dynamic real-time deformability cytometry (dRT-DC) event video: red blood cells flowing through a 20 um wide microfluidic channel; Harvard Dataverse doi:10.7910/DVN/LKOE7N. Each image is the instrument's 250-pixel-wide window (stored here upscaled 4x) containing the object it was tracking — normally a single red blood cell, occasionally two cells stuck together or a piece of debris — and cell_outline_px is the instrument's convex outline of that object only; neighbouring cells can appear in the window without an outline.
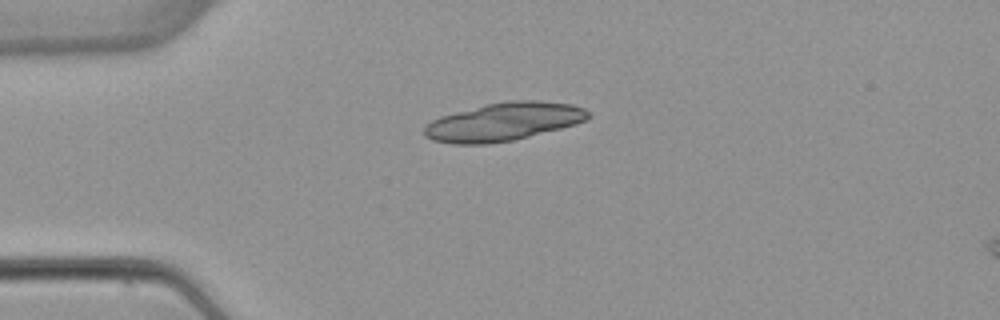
{"species": "common noctule bat (a hibernating species)", "species_latin": "Nyctalus noctula", "temperature_condition": "warm", "stored_images_in_passage": 3, "camera_frame_rate_fps": 3000, "um_per_image_px": 0.085, "animal": {"sex": "female", "body_mass_g": 22.7, "forearm_length_mm": 54.2}, "frame": {"image": 1, "passage_image": 1, "time_ms": 0.0, "image_size_px": [1000, 320], "cell_outline_px": [[592, 116], [588, 120], [576, 124], [512, 140], [488, 144], [452, 144], [432, 140], [424, 136], [424, 128], [432, 120], [440, 116], [488, 104], [512, 100], [540, 100], [572, 104], [584, 108]], "centroid_in_image_um": [42.83, 10.35], "position_along_channel_um": 42.2, "area_um2": 36.3}}